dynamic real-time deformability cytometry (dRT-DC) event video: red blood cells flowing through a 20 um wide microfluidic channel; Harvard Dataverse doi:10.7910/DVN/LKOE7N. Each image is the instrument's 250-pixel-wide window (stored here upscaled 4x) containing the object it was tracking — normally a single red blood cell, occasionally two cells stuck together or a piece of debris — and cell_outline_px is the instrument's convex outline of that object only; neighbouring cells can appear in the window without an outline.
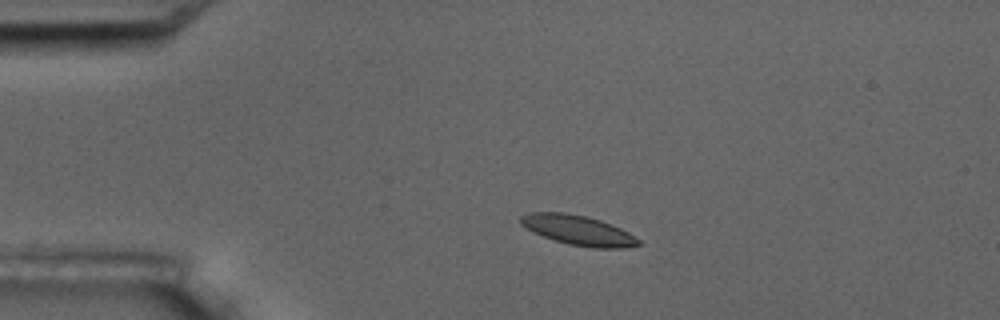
{"species": "common noctule bat (a hibernating species)", "species_latin": "Nyctalus noctula", "temperature_condition": "room temperature", "stored_images_in_passage": 12, "camera_frame_rate_fps": 3000, "um_per_image_px": 0.085, "animal": {"sex": "male", "body_mass_g": 17.5, "forearm_length_mm": 52.3}, "frame": {"image": 1, "passage_image": 3, "time_ms": 2.333, "image_size_px": [1000, 320], "cell_outline_px": [[640, 244], [624, 248], [592, 248], [568, 244], [544, 236], [520, 224], [520, 216], [528, 212], [564, 212], [584, 216], [600, 220], [620, 228], [628, 232], [640, 240]], "centroid_in_image_um": [49.15, 19.56], "position_along_channel_um": 35.9, "area_um2": 20.17}}
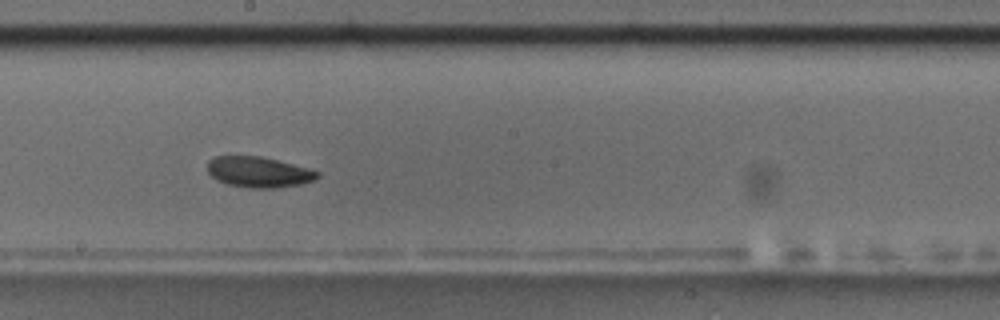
{"frame": {"image": 2, "passage_image": 9, "time_ms": 9.0, "image_size_px": [1000, 320], "cell_outline_px": [[320, 176], [316, 180], [300, 184], [276, 188], [248, 188], [228, 184], [216, 180], [208, 172], [208, 160], [212, 156], [260, 156], [308, 168], [320, 172]], "centroid_in_image_um": [21.98, 14.63], "position_along_channel_um": 226.2, "area_um2": 19.71}}
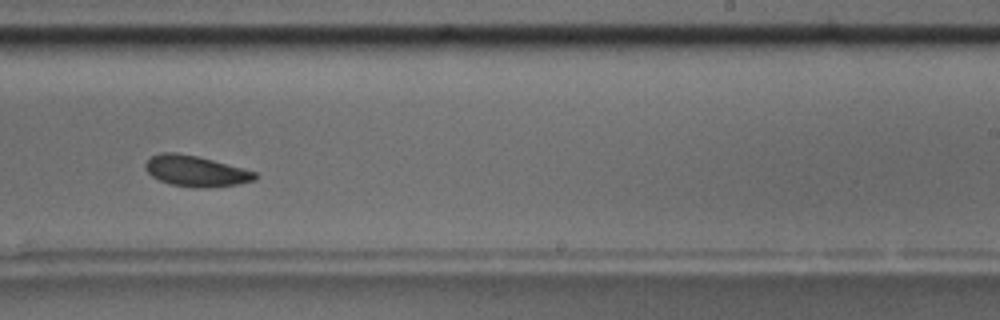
{"frame": {"image": 3, "passage_image": 10, "time_ms": 10.333, "image_size_px": [1000, 320], "cell_outline_px": [[260, 176], [256, 180], [236, 184], [208, 188], [192, 188], [172, 184], [160, 180], [152, 176], [144, 168], [144, 164], [152, 156], [160, 152], [176, 152], [196, 156], [244, 168], [256, 172]], "centroid_in_image_um": [16.66, 14.54], "position_along_channel_um": 272.3, "area_um2": 19.77}}